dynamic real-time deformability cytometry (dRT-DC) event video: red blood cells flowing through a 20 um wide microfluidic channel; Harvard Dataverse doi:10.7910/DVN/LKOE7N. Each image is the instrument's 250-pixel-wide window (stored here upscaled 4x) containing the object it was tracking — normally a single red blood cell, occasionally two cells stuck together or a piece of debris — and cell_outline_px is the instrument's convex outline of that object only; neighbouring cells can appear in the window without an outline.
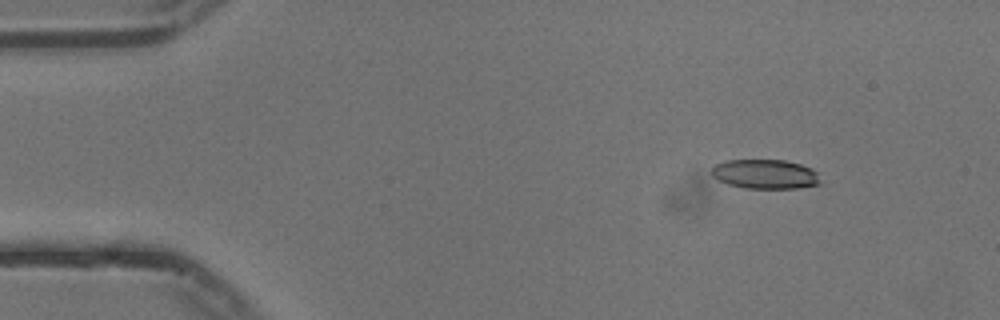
{"species": "common noctule bat (a hibernating species)", "species_latin": "Nyctalus noctula", "temperature_condition": "cold", "stored_images_in_passage": 50, "camera_frame_rate_fps": 3000, "um_per_image_px": 0.085, "animal": {"sex": "male", "body_mass_g": 13.3}, "frame": {"image": 1, "passage_image": 1, "time_ms": 0.0, "image_size_px": [1000, 320], "cell_outline_px": [[820, 184], [800, 188], [748, 188], [728, 184], [712, 176], [712, 168], [716, 164], [724, 160], [784, 160], [800, 164], [812, 168], [816, 172], [820, 180]], "centroid_in_image_um": [65.05, 14.79], "position_along_channel_um": 19.9, "area_um2": 18.55}}
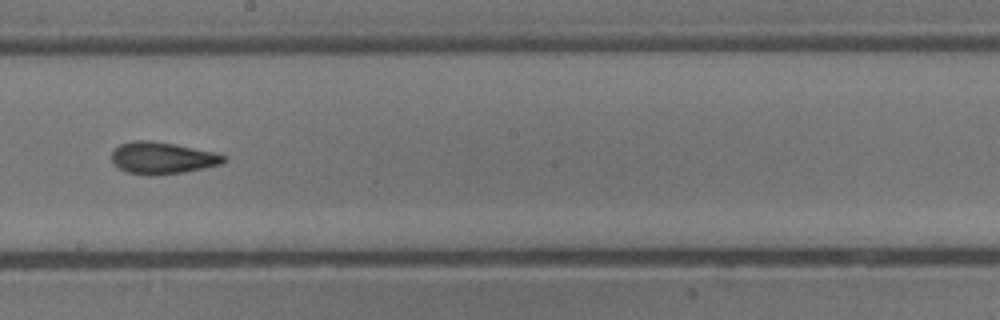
{"frame": {"image": 2, "passage_image": 25, "time_ms": 8.0, "image_size_px": [1000, 320], "cell_outline_px": [[228, 160], [224, 164], [184, 172], [148, 176], [128, 172], [112, 164], [112, 152], [120, 144], [132, 140], [152, 140], [220, 152], [228, 156]], "centroid_in_image_um": [13.88, 13.42], "position_along_channel_um": 234.3, "area_um2": 21.33}}
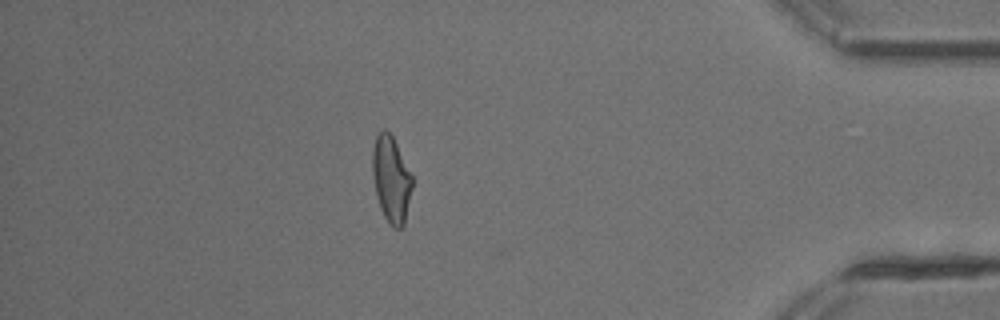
{"frame": {"image": 3, "passage_image": 42, "time_ms": 13.667, "image_size_px": [1000, 320], "cell_outline_px": [[412, 188], [404, 224], [400, 228], [392, 228], [384, 216], [380, 208], [376, 192], [372, 172], [372, 148], [376, 136], [384, 128], [392, 136], [412, 176]], "centroid_in_image_um": [33.24, 15.24], "position_along_channel_um": 402.0, "area_um2": 19.71}}